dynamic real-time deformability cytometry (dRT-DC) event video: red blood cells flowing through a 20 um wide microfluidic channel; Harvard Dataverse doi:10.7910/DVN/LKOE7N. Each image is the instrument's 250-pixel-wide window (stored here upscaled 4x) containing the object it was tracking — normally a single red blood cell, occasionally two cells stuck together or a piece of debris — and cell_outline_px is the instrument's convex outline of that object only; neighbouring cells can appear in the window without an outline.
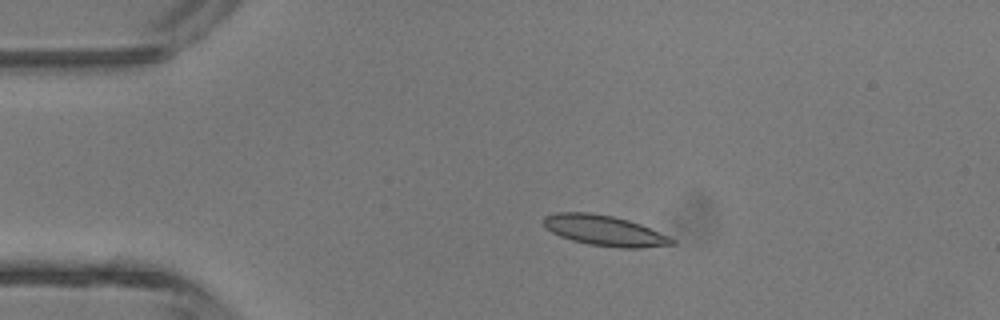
{"species": "common noctule bat (a hibernating species)", "species_latin": "Nyctalus noctula", "temperature_condition": "room temperature", "stored_images_in_passage": 4, "camera_frame_rate_fps": 3000, "um_per_image_px": 0.085, "animal": {"sex": "male", "body_mass_g": 13.3}, "frame": {"image": 1, "passage_image": 3, "time_ms": 2.333, "image_size_px": [1000, 320], "cell_outline_px": [[676, 244], [640, 248], [620, 248], [588, 244], [572, 240], [560, 236], [544, 228], [544, 216], [556, 212], [588, 212], [612, 216], [628, 220], [640, 224], [668, 236], [676, 240]], "centroid_in_image_um": [51.37, 19.6], "position_along_channel_um": 33.6, "area_um2": 22.72}}